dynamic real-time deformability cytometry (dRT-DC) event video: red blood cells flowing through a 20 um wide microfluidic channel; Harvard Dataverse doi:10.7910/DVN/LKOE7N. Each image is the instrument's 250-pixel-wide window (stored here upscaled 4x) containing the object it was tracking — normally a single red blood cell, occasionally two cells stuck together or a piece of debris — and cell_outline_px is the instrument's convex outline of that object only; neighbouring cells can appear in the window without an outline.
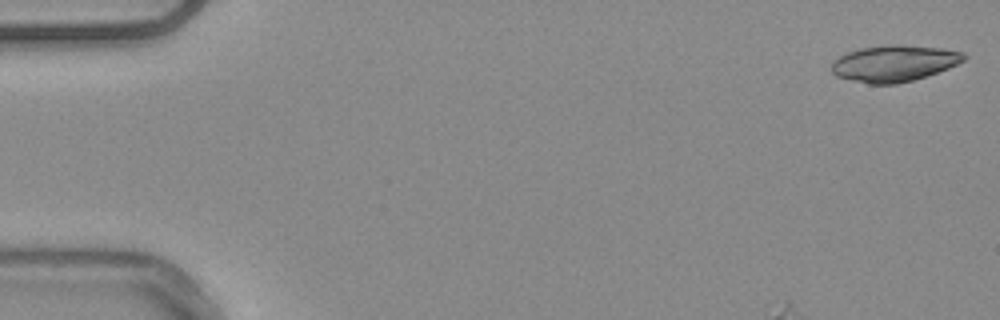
{"species": "common noctule bat (a hibernating species)", "species_latin": "Nyctalus noctula", "temperature_condition": "warm", "stored_images_in_passage": 53, "camera_frame_rate_fps": 3000, "um_per_image_px": 0.085, "animal": {"sex": "male", "body_mass_g": 20.4}, "frame": {"image": 1, "passage_image": 1, "time_ms": 0.0, "image_size_px": [1000, 320], "cell_outline_px": [[968, 56], [964, 60], [948, 68], [928, 76], [896, 84], [868, 84], [836, 76], [832, 72], [832, 60], [848, 52], [860, 48], [892, 44], [944, 48], [964, 52]], "centroid_in_image_um": [76.01, 5.38], "position_along_channel_um": 9.0, "area_um2": 28.09}}